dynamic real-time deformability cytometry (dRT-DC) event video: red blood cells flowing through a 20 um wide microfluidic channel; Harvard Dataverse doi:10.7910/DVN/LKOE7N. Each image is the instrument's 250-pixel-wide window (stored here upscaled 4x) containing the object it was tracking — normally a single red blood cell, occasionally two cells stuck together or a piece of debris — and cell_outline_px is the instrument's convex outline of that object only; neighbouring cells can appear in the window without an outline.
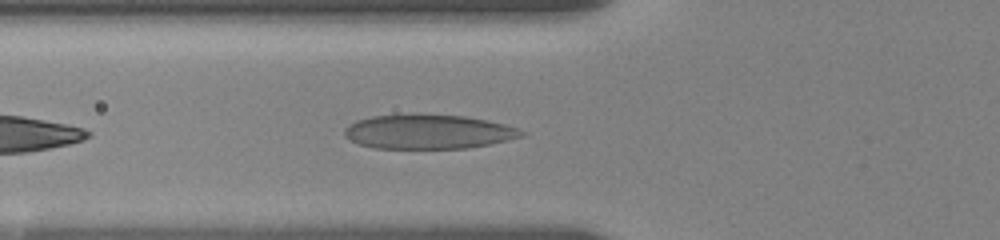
{"species": "human", "species_latin": "Homo sapiens", "temperature_condition": "room temperature", "stored_images_in_passage": 40, "camera_frame_rate_fps": 3000, "um_per_image_px": 0.085, "donor": {"sex": "female"}, "frame": {"image": 1, "passage_image": 5, "time_ms": 1.333, "image_size_px": [1000, 240], "cell_outline_px": [[524, 136], [508, 140], [468, 148], [376, 148], [360, 144], [348, 140], [344, 136], [344, 128], [348, 124], [356, 120], [372, 116], [412, 112], [464, 116], [504, 124], [516, 128], [524, 132]], "centroid_in_image_um": [36.33, 11.17], "position_along_channel_um": 89.5, "area_um2": 35.89}}
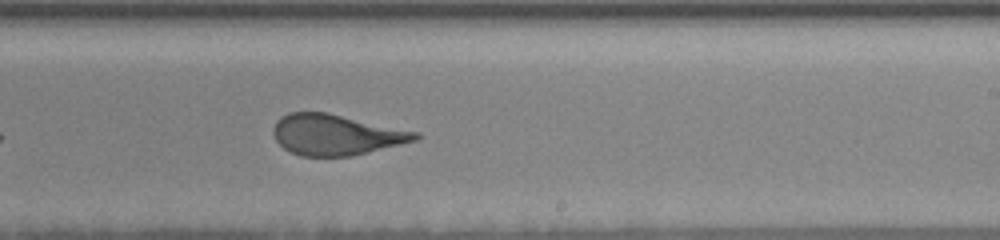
{"frame": {"image": 2, "passage_image": 19, "time_ms": 6.0, "image_size_px": [1000, 240], "cell_outline_px": [[420, 136], [416, 140], [352, 156], [300, 156], [284, 148], [276, 140], [272, 132], [272, 128], [276, 120], [280, 116], [288, 112], [328, 112], [420, 132]], "centroid_in_image_um": [28.54, 11.44], "position_along_channel_um": 260.5, "area_um2": 33.81}}
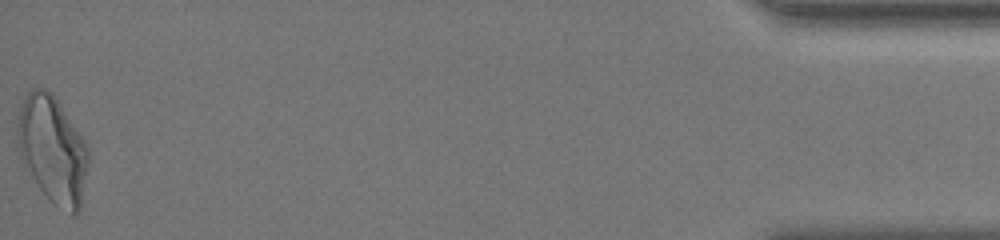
{"frame": {"image": 3, "passage_image": 40, "time_ms": 13.0, "image_size_px": [1000, 240], "cell_outline_px": [[88, 160], [80, 208], [76, 216], [72, 216], [48, 200], [40, 188], [20, 156], [16, 136], [16, 116], [24, 96], [32, 88], [44, 88], [60, 104], [88, 144]], "centroid_in_image_um": [4.45, 12.7], "position_along_channel_um": 430.7, "area_um2": 44.1}, "authors_computed_cell_mechanics": {"area_um2": 35.2002, "velocity_mm_per_s": 3.6585, "shape_relaxation_time_tau1_ms": 5.472, "shape_relaxation_time_tau2_ms": 0.9525, "deformation_change_tau1": 0.1831, "deformation_change_tau2": 0.107}}